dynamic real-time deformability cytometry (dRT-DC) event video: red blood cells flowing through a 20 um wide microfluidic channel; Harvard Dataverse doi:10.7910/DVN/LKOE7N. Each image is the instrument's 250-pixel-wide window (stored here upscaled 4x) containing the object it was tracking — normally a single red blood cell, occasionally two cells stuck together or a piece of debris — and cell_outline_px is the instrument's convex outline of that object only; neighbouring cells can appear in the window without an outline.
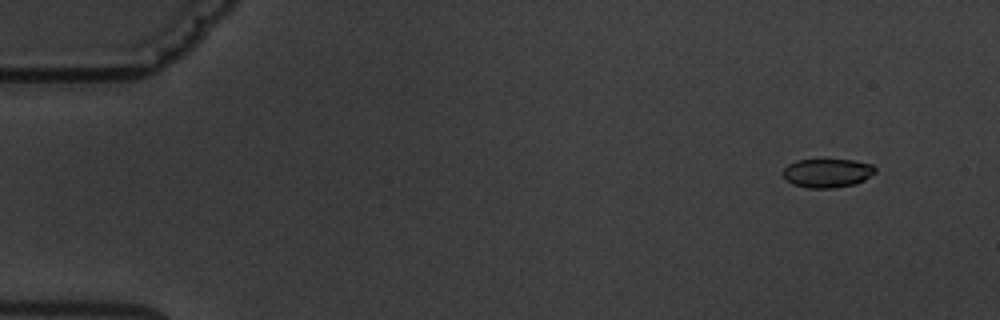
{"species": "common noctule bat (a hibernating species)", "species_latin": "Nyctalus noctula", "temperature_condition": "warm", "stored_images_in_passage": 9, "camera_frame_rate_fps": 3000, "um_per_image_px": 0.085, "animal": {"sex": "male", "body_mass_g": 19.5, "forearm_length_mm": 54.6}, "frame": {"image": 1, "passage_image": 2, "time_ms": 1.333, "image_size_px": [1000, 320], "cell_outline_px": [[876, 172], [864, 180], [856, 184], [836, 188], [808, 188], [792, 184], [780, 172], [788, 164], [796, 160], [852, 160], [872, 164], [876, 168]], "centroid_in_image_um": [70.32, 14.71], "position_along_channel_um": 14.7, "area_um2": 15.61}}
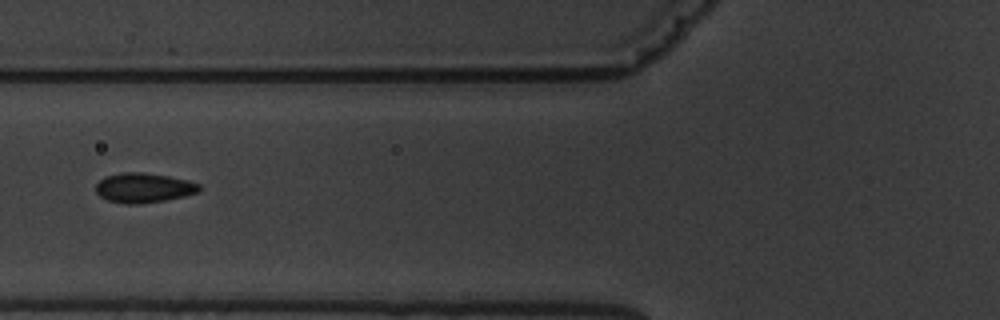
{"frame": {"image": 2, "passage_image": 7, "time_ms": 7.333, "image_size_px": [1000, 320], "cell_outline_px": [[200, 192], [184, 196], [164, 200], [136, 204], [124, 204], [108, 200], [100, 196], [96, 192], [96, 184], [104, 176], [120, 172], [144, 172], [168, 176], [188, 180], [200, 184]], "centroid_in_image_um": [12.2, 15.95], "position_along_channel_um": 113.6, "area_um2": 17.98}}
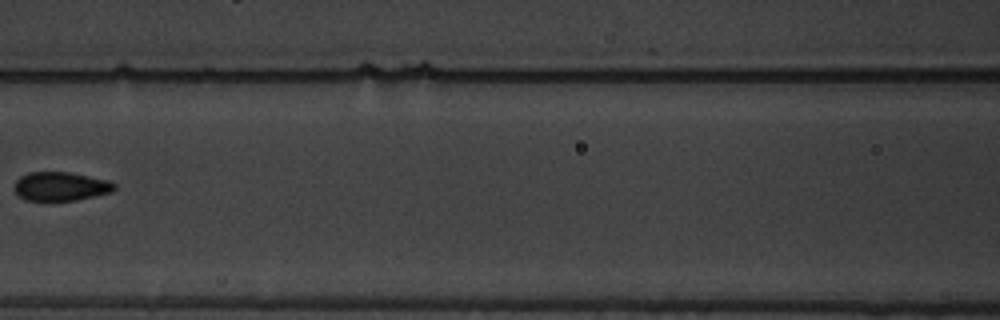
{"frame": {"image": 3, "passage_image": 8, "time_ms": 8.667, "image_size_px": [1000, 320], "cell_outline_px": [[116, 188], [112, 192], [76, 200], [52, 204], [48, 204], [24, 200], [12, 188], [16, 180], [20, 176], [28, 172], [68, 172], [108, 180], [116, 184]], "centroid_in_image_um": [5.1, 15.89], "position_along_channel_um": 161.5, "area_um2": 17.63}}